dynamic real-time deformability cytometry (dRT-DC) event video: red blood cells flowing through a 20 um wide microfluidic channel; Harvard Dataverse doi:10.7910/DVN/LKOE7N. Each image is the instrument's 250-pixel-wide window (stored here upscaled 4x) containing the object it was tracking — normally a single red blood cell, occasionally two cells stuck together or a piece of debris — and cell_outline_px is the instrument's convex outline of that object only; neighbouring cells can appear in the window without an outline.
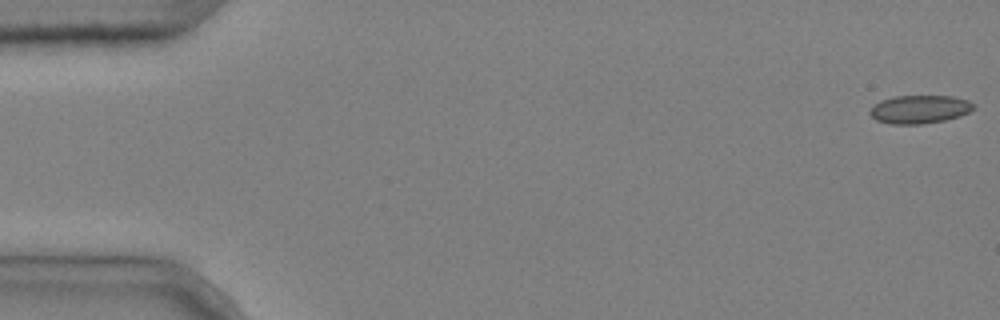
{"species": "common noctule bat (a hibernating species)", "species_latin": "Nyctalus noctula", "temperature_condition": "cold", "stored_images_in_passage": 4, "camera_frame_rate_fps": 3000, "um_per_image_px": 0.085, "animal": {"sex": "male", "body_mass_g": 20.4}, "frame": {"image": 1, "passage_image": 1, "time_ms": 0.0, "image_size_px": [1000, 320], "cell_outline_px": [[976, 108], [960, 116], [944, 120], [920, 124], [892, 124], [876, 120], [868, 112], [872, 104], [880, 100], [896, 96], [952, 96], [968, 100], [976, 104]], "centroid_in_image_um": [78.16, 9.28], "position_along_channel_um": 6.8, "area_um2": 17.22}}